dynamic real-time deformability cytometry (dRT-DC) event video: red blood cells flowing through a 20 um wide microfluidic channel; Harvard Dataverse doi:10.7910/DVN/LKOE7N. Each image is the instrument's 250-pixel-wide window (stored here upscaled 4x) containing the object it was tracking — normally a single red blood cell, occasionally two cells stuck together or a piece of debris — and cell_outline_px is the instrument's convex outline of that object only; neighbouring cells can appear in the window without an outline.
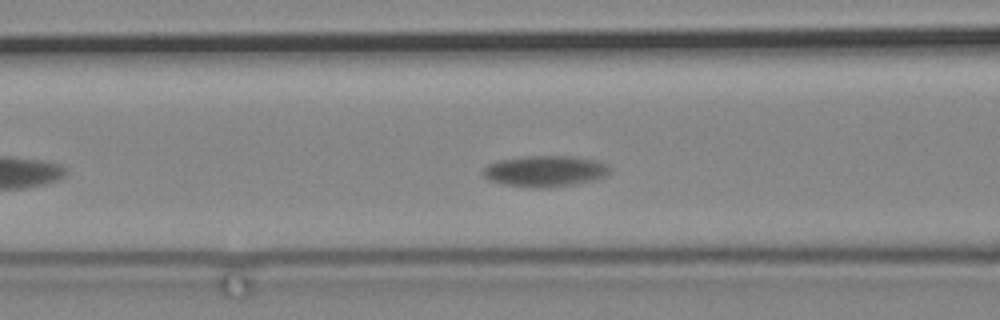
{"species": "common noctule bat (a hibernating species)", "species_latin": "Nyctalus noctula", "temperature_condition": "cold", "stored_images_in_passage": 36, "camera_frame_rate_fps": 3000, "um_per_image_px": 0.085, "animal": {"sex": "male", "body_mass_g": 19.2, "forearm_length_mm": 51.8}, "frame": {"image": 1, "passage_image": 6, "time_ms": 1.667, "image_size_px": [1000, 320], "cell_outline_px": [[608, 172], [604, 176], [592, 180], [572, 184], [544, 188], [528, 188], [504, 184], [488, 180], [484, 176], [484, 168], [488, 164], [500, 160], [524, 156], [572, 156], [600, 160], [608, 164]], "centroid_in_image_um": [46.32, 14.54], "position_along_channel_um": 120.3, "area_um2": 22.89}}
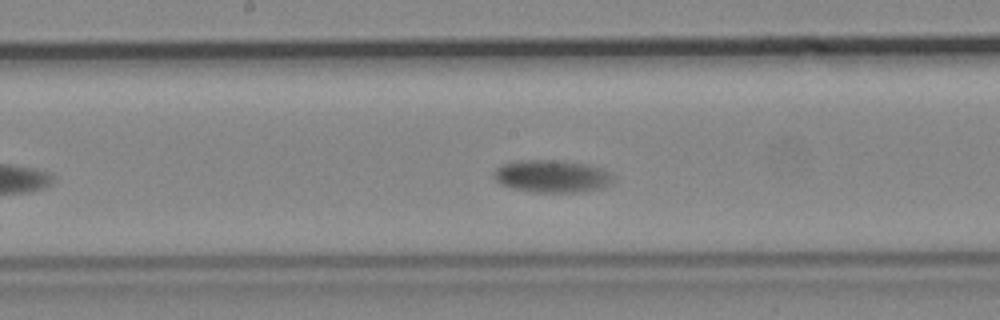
{"frame": {"image": 2, "passage_image": 14, "time_ms": 4.333, "image_size_px": [1000, 320], "cell_outline_px": [[612, 184], [600, 188], [580, 192], [532, 192], [512, 188], [500, 184], [492, 176], [492, 172], [500, 164], [516, 160], [560, 160], [584, 164], [604, 168], [612, 172]], "centroid_in_image_um": [46.89, 14.97], "position_along_channel_um": 201.3, "area_um2": 22.95}}
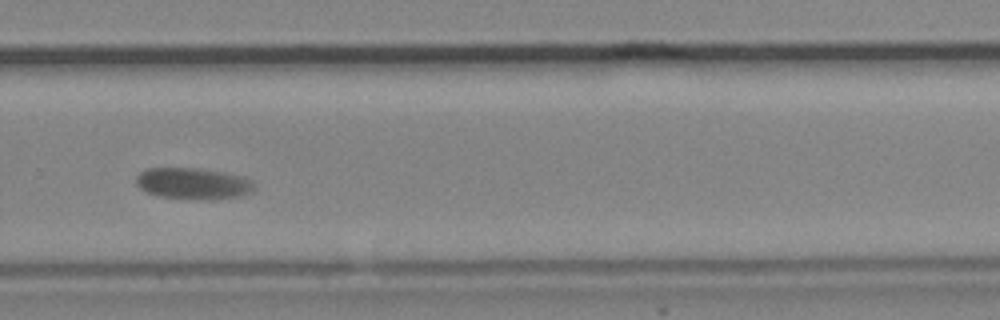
{"frame": {"image": 3, "passage_image": 25, "time_ms": 8.0, "image_size_px": [1000, 320], "cell_outline_px": [[256, 188], [252, 192], [244, 196], [208, 200], [196, 200], [156, 196], [140, 188], [136, 184], [136, 176], [144, 168], [200, 168], [224, 172], [244, 176], [252, 180], [256, 184]], "centroid_in_image_um": [16.47, 15.61], "position_along_channel_um": 313.3, "area_um2": 22.25}}